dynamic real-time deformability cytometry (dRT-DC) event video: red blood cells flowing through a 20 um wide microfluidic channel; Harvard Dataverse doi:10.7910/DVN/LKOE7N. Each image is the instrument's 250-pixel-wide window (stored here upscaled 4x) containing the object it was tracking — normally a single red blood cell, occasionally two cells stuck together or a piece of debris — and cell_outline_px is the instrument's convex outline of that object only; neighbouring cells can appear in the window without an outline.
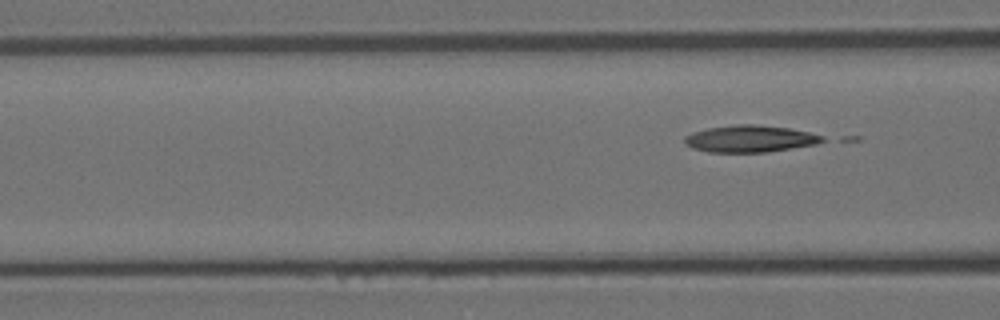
{"species": "Egyptian fruit bat (a non-hibernating species)", "species_latin": "Rousettus aegyptiacus", "temperature_condition": "room temperature", "stored_images_in_passage": 19, "segment_of_instrument_passage": [2, 2], "camera_frame_rate_fps": 3000, "um_per_image_px": 0.085, "animal": {"sex": "female"}, "frame": {"image": 1, "passage_image": 19, "time_ms": 6.0, "image_size_px": [1000, 320], "cell_outline_px": [[824, 140], [816, 144], [768, 152], [708, 152], [692, 148], [684, 144], [684, 136], [692, 132], [708, 128], [736, 124], [752, 124], [788, 128], [808, 132], [824, 136]], "centroid_in_image_um": [63.71, 11.8], "position_along_channel_um": 102.9, "area_um2": 21.56}}